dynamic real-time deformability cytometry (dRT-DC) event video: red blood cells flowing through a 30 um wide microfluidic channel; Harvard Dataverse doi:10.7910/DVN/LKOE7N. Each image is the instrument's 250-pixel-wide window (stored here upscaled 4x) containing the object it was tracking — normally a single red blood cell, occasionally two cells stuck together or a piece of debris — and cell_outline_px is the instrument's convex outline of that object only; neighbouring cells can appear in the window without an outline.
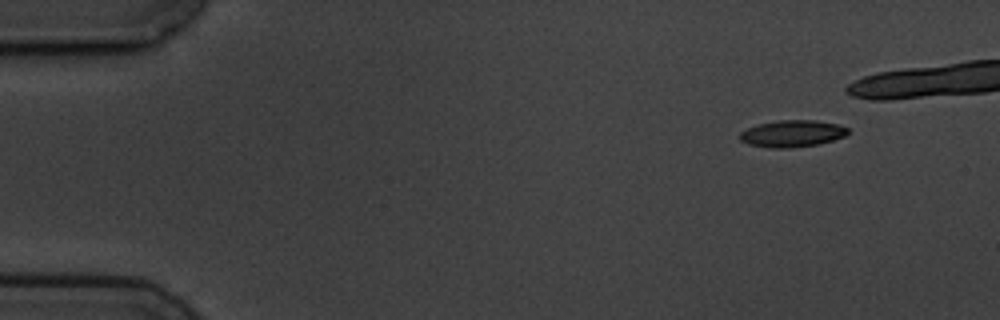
{"species": "common noctule bat (a hibernating species)", "species_latin": "Nyctalus noctula", "temperature_condition": "cold", "stored_images_in_passage": 6, "camera_frame_rate_fps": 3000, "um_per_image_px": 0.085, "animal": {"sex": "male", "body_mass_g": 19.5, "forearm_length_mm": 54.6}, "frame": {"image": 1, "passage_image": 6, "time_ms": 6.667, "image_size_px": [1000, 320], "cell_outline_px": [[848, 132], [844, 136], [820, 144], [788, 148], [768, 148], [748, 144], [740, 140], [740, 132], [756, 124], [776, 120], [812, 120], [836, 124], [848, 128]], "centroid_in_image_um": [67.29, 11.36], "position_along_channel_um": 17.7, "area_um2": 16.88}}